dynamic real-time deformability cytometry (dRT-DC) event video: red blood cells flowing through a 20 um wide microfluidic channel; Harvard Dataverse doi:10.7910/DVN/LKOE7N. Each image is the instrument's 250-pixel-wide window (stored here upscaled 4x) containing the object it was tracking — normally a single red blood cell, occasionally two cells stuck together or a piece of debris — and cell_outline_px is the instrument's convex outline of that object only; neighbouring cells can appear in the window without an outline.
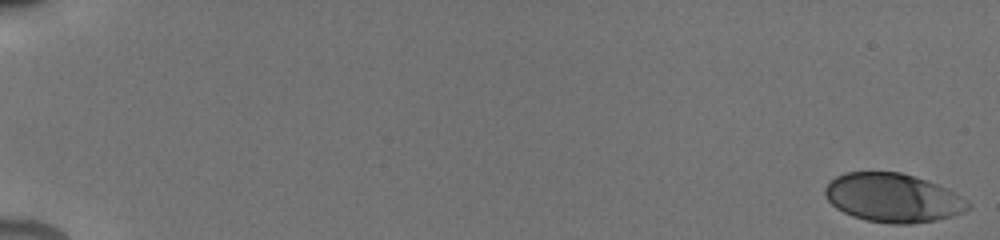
{"species": "human", "species_latin": "Homo sapiens", "temperature_condition": "cold", "stored_images_in_passage": 95, "camera_frame_rate_fps": 3000, "um_per_image_px": 0.085, "donor": {"sex": "male"}, "frame": {"image": 1, "passage_image": 1, "time_ms": 0.0, "image_size_px": [1000, 240], "cell_outline_px": [[972, 208], [964, 212], [952, 216], [936, 220], [908, 224], [892, 224], [864, 220], [852, 216], [836, 208], [824, 196], [824, 188], [836, 176], [844, 172], [900, 172], [936, 184], [968, 200], [972, 204]], "centroid_in_image_um": [75.89, 16.83], "position_along_channel_um": 9.1, "area_um2": 40.58}}
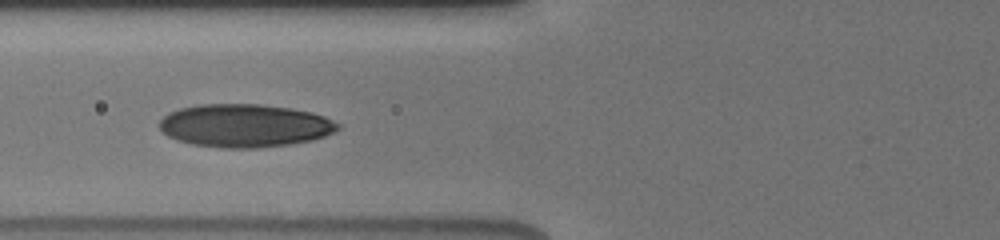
{"frame": {"image": 2, "passage_image": 42, "time_ms": 7.667, "image_size_px": [1000, 240], "cell_outline_px": [[340, 128], [336, 132], [312, 140], [288, 144], [256, 148], [224, 148], [192, 144], [176, 140], [168, 136], [160, 128], [160, 120], [168, 112], [180, 108], [200, 104], [260, 104], [292, 108], [312, 112], [324, 116], [340, 124]], "centroid_in_image_um": [20.81, 10.67], "position_along_channel_um": 105.0, "area_um2": 44.91}}
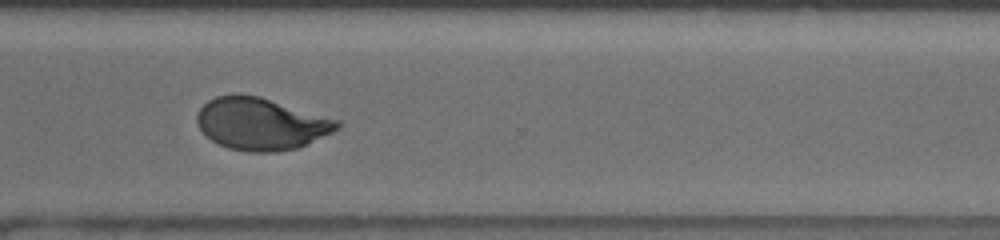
{"frame": {"image": 3, "passage_image": 77, "time_ms": 14.0, "image_size_px": [1000, 240], "cell_outline_px": [[344, 124], [340, 128], [308, 144], [296, 148], [276, 152], [248, 152], [228, 148], [204, 136], [196, 120], [196, 116], [200, 108], [208, 100], [216, 96], [260, 96], [340, 120]], "centroid_in_image_um": [22.22, 10.54], "position_along_channel_um": 348.4, "area_um2": 42.48}, "authors_computed_cell_mechanics": {"area_um2": 42.0206, "velocity_mm_per_s": 3.8448, "shape_relaxation_time_tau1_ms": 4.4462, "shape_relaxation_time_tau2_ms": 0.8858, "deformation_change_tau1": 0.1671, "deformation_change_tau2": 0.0574}}